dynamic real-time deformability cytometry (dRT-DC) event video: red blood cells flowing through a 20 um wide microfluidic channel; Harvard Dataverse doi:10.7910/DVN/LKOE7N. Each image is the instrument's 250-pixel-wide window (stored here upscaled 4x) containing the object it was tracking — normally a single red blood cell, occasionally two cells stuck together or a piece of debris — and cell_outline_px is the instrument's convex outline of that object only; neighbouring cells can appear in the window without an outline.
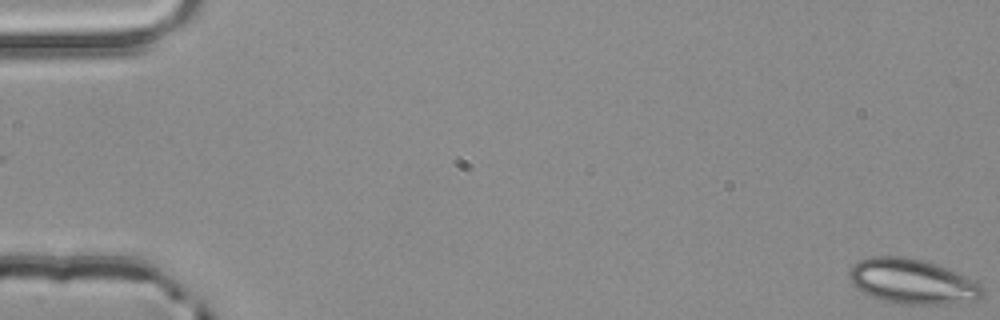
{"species": "common noctule bat (a hibernating species)", "species_latin": "Nyctalus noctula", "temperature_condition": "room temperature", "stored_images_in_passage": 3, "segment_of_instrument_passage": [2, 2], "camera_frame_rate_fps": 3000, "um_per_image_px": 0.085, "animal": {"sex": "male", "body_mass_g": 20.4}, "frame": {"image": 1, "passage_image": 3, "time_ms": 0.667, "image_size_px": [1000, 320], "cell_outline_px": [[984, 296], [976, 300], [944, 304], [892, 304], [872, 296], [864, 292], [852, 284], [848, 276], [848, 272], [860, 260], [872, 256], [900, 256], [924, 260], [948, 268], [980, 284], [984, 288]], "centroid_in_image_um": [77.56, 23.93], "position_along_channel_um": 7.4, "area_um2": 34.85}}